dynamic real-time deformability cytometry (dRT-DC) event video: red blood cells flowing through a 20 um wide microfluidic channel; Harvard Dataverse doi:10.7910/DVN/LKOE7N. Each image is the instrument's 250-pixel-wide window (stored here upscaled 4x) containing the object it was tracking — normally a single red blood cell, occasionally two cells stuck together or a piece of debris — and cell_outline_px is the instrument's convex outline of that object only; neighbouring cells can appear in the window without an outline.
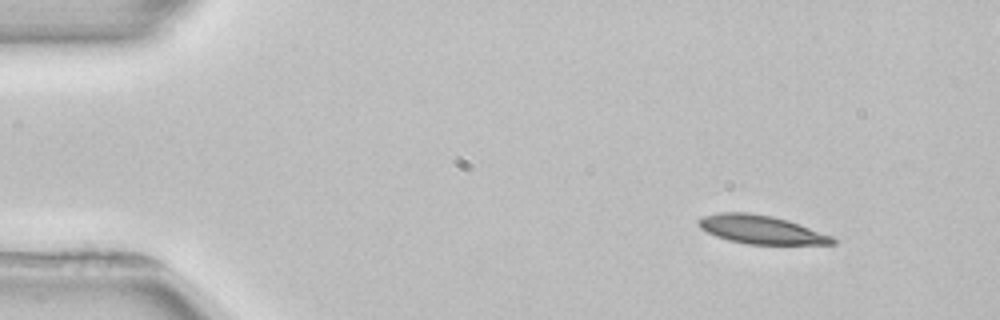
{"species": "common noctule bat (a hibernating species)", "species_latin": "Nyctalus noctula", "temperature_condition": "room temperature", "stored_images_in_passage": 48, "camera_frame_rate_fps": 3000, "um_per_image_px": 0.085, "animal": {"sex": "female", "body_mass_g": 22.7, "forearm_length_mm": 54.2}, "frame": {"image": 1, "passage_image": 1, "time_ms": 0.0, "image_size_px": [1000, 320], "cell_outline_px": [[836, 244], [748, 244], [728, 240], [716, 236], [700, 228], [696, 220], [704, 216], [720, 212], [748, 212], [772, 216], [788, 220], [832, 236], [836, 240]], "centroid_in_image_um": [64.67, 19.51], "position_along_channel_um": 20.3, "area_um2": 22.14}}
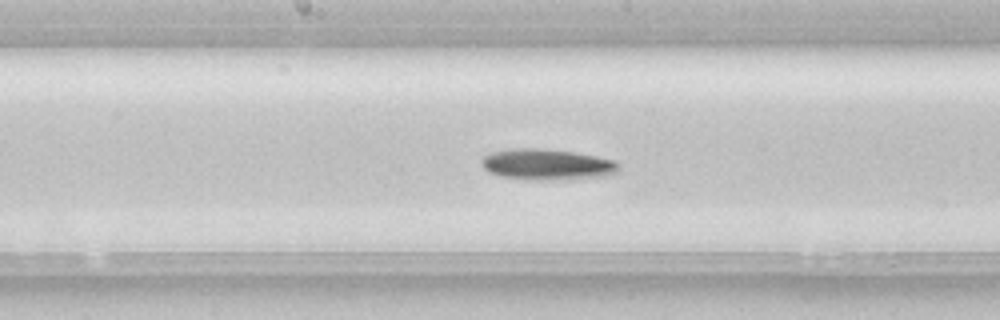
{"frame": {"image": 2, "passage_image": 22, "time_ms": 7.0, "image_size_px": [1000, 320], "cell_outline_px": [[620, 168], [616, 172], [604, 176], [572, 180], [528, 180], [500, 176], [488, 172], [484, 168], [480, 160], [484, 156], [492, 152], [512, 148], [536, 148], [572, 152], [596, 156], [616, 160]], "centroid_in_image_um": [46.5, 14.0], "position_along_channel_um": 201.7, "area_um2": 25.03}}
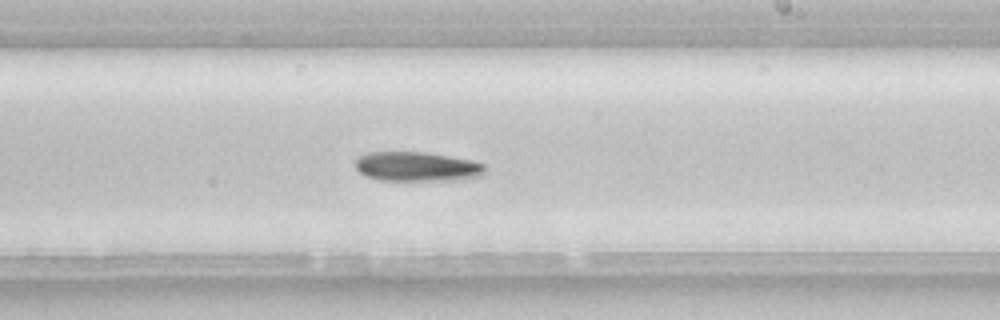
{"frame": {"image": 3, "passage_image": 26, "time_ms": 8.333, "image_size_px": [1000, 320], "cell_outline_px": [[484, 172], [480, 176], [464, 180], [380, 180], [364, 176], [356, 168], [356, 160], [360, 156], [368, 152], [424, 152], [472, 160], [484, 164]], "centroid_in_image_um": [35.44, 14.17], "position_along_channel_um": 253.6, "area_um2": 22.25}}